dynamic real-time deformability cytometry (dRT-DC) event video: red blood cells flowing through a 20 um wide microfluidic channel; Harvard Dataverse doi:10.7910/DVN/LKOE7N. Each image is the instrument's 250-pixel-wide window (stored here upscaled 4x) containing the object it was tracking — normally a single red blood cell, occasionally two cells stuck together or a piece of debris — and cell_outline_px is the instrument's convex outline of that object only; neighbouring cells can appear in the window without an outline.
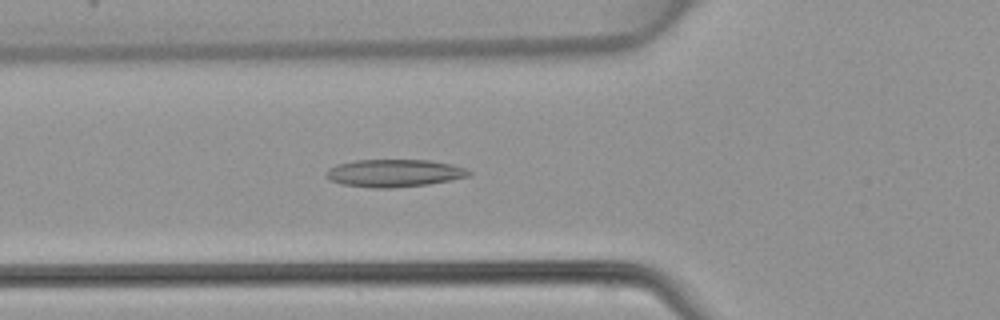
{"species": "common noctule bat (a hibernating species)", "species_latin": "Nyctalus noctula", "temperature_condition": "warm", "stored_images_in_passage": 48, "camera_frame_rate_fps": 3000, "um_per_image_px": 0.085, "animal": {"sex": "female", "body_mass_g": 22.7, "forearm_length_mm": 54.2}, "frame": {"image": 1, "passage_image": 17, "time_ms": 5.333, "image_size_px": [1000, 320], "cell_outline_px": [[472, 172], [468, 176], [452, 180], [428, 184], [392, 188], [372, 188], [340, 184], [328, 180], [324, 172], [328, 168], [336, 164], [356, 160], [428, 160], [452, 164], [464, 168]], "centroid_in_image_um": [33.45, 14.72], "position_along_channel_um": 92.4, "area_um2": 23.12}}
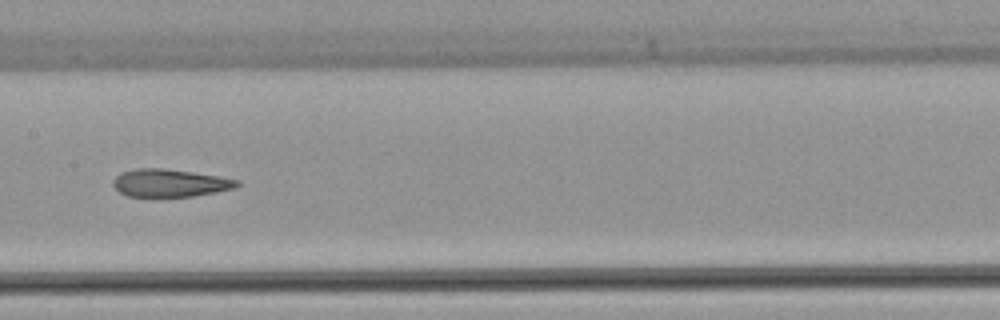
{"frame": {"image": 2, "passage_image": 24, "time_ms": 7.667, "image_size_px": [1000, 320], "cell_outline_px": [[240, 184], [236, 188], [216, 192], [192, 196], [128, 196], [120, 192], [112, 184], [112, 180], [120, 172], [136, 168], [164, 168], [220, 176], [240, 180]], "centroid_in_image_um": [14.45, 15.54], "position_along_channel_um": 192.9, "area_um2": 20.06}}
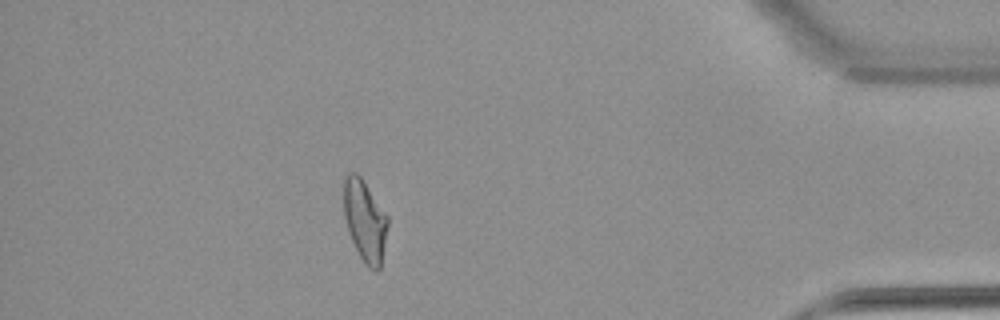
{"frame": {"image": 3, "passage_image": 42, "time_ms": 13.667, "image_size_px": [1000, 320], "cell_outline_px": [[388, 224], [380, 268], [376, 272], [368, 268], [364, 264], [348, 232], [344, 216], [344, 176], [348, 172], [356, 172], [360, 176], [388, 216]], "centroid_in_image_um": [31.01, 18.76], "position_along_channel_um": 404.2, "area_um2": 20.81}}